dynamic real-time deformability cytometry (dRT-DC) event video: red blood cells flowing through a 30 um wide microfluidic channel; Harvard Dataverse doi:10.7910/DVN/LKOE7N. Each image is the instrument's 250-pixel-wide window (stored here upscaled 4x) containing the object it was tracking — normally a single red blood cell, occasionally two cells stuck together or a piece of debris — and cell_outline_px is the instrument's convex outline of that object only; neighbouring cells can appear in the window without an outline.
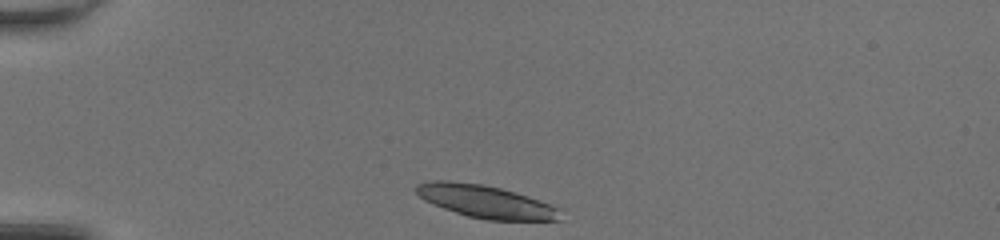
{"species": "common noctule bat (a hibernating species)", "species_latin": "Nyctalus noctula", "temperature_condition": "room temperature", "stored_images_in_passage": 33, "camera_frame_rate_fps": 3000, "um_per_image_px": 0.085, "animal": {"sex": "female", "body_mass_g": 20.0, "forearm_length_mm": 54.0}, "frame": {"image": 1, "passage_image": 1, "time_ms": 0.0, "image_size_px": [1000, 240], "cell_outline_px": [[564, 220], [488, 220], [468, 216], [432, 204], [424, 200], [416, 192], [416, 184], [432, 180], [448, 180], [484, 184], [516, 192], [540, 200], [560, 208]], "centroid_in_image_um": [41.32, 17.13], "position_along_channel_um": 43.7, "area_um2": 27.63}}